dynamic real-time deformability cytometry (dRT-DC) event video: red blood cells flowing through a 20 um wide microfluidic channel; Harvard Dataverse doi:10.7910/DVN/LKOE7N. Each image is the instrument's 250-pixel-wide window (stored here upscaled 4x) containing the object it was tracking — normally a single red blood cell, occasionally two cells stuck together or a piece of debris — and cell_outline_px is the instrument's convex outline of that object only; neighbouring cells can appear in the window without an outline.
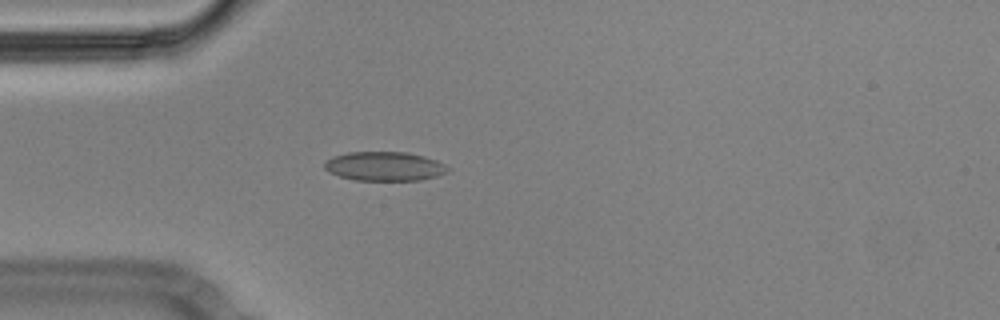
{"species": "Egyptian fruit bat (a non-hibernating species)", "species_latin": "Rousettus aegyptiacus", "temperature_condition": "cold", "stored_images_in_passage": 41, "camera_frame_rate_fps": 3000, "um_per_image_px": 0.085, "animal": {"sex": "male"}, "frame": {"image": 1, "passage_image": 1, "time_ms": 0.0, "image_size_px": [1000, 320], "cell_outline_px": [[452, 168], [448, 172], [436, 176], [420, 180], [356, 180], [340, 176], [328, 172], [324, 168], [324, 160], [332, 156], [348, 152], [408, 152], [424, 156], [436, 160]], "centroid_in_image_um": [32.68, 14.13], "position_along_channel_um": 52.3, "area_um2": 21.1}}
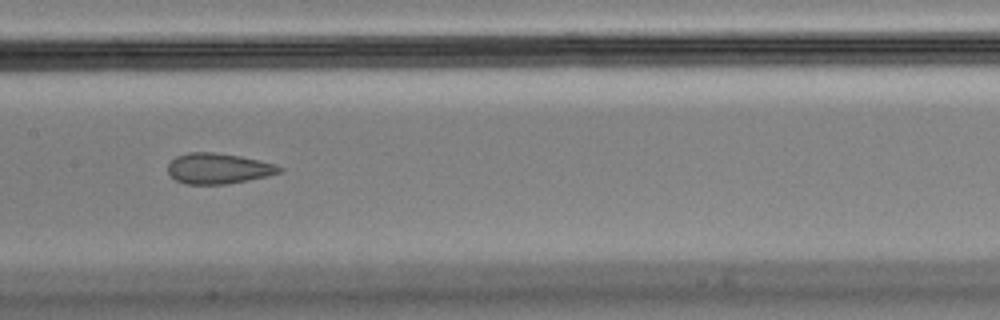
{"frame": {"image": 2, "passage_image": 13, "time_ms": 4.0, "image_size_px": [1000, 320], "cell_outline_px": [[284, 168], [280, 172], [268, 176], [228, 184], [184, 184], [176, 180], [168, 172], [168, 164], [176, 156], [188, 152], [216, 152], [240, 156], [260, 160], [276, 164]], "centroid_in_image_um": [18.57, 14.32], "position_along_channel_um": 188.8, "area_um2": 20.0}}
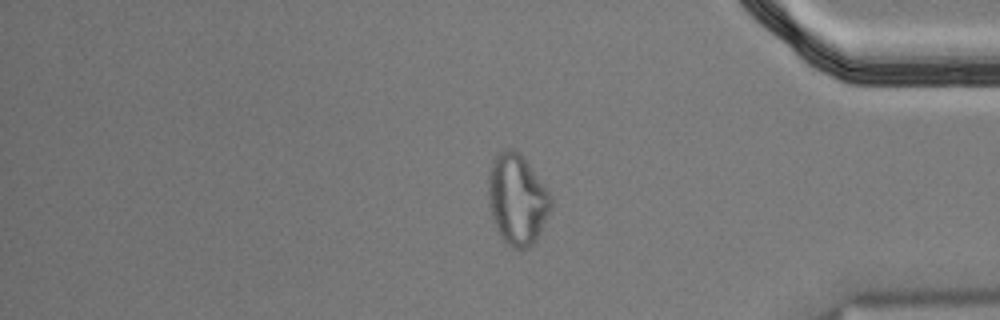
{"frame": {"image": 3, "passage_image": 32, "time_ms": 10.333, "image_size_px": [1000, 320], "cell_outline_px": [[552, 204], [540, 232], [532, 244], [528, 248], [512, 248], [504, 244], [496, 228], [488, 204], [488, 172], [492, 160], [496, 152], [508, 148], [512, 148], [520, 152], [532, 168], [552, 196]], "centroid_in_image_um": [43.92, 16.92], "position_along_channel_um": 391.3, "area_um2": 33.35}, "authors_computed_cell_mechanics": {"area_um2": 21.1548, "velocity_mm_per_s": 3.5654, "shape_relaxation_time_tau1_ms": null, "shape_relaxation_time_tau2_ms": 1.5484, "deformation_change_tau1": null, "deformation_change_tau2": 0.0593}}